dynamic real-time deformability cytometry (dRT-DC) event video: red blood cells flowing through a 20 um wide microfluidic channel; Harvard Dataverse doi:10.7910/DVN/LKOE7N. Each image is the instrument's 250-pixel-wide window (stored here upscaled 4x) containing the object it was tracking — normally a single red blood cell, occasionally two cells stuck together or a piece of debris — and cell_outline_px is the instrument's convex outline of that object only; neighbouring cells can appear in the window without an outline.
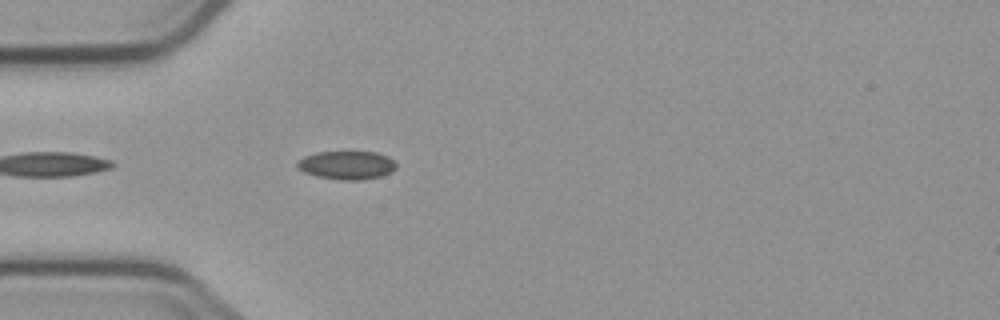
{"species": "common noctule bat (a hibernating species)", "species_latin": "Nyctalus noctula", "temperature_condition": "cold", "stored_images_in_passage": 2, "camera_frame_rate_fps": 3000, "um_per_image_px": 0.085, "animal": {"sex": "male", "body_mass_g": 23.1, "forearm_length_mm": 52.7}, "frame": {"image": 1, "passage_image": 2, "time_ms": 1.0, "image_size_px": [1000, 320], "cell_outline_px": [[396, 168], [392, 172], [380, 176], [360, 180], [340, 180], [316, 176], [304, 172], [296, 164], [296, 160], [304, 156], [316, 152], [376, 152], [388, 156], [396, 164]], "centroid_in_image_um": [29.46, 14.03], "position_along_channel_um": 55.5, "area_um2": 16.42}}